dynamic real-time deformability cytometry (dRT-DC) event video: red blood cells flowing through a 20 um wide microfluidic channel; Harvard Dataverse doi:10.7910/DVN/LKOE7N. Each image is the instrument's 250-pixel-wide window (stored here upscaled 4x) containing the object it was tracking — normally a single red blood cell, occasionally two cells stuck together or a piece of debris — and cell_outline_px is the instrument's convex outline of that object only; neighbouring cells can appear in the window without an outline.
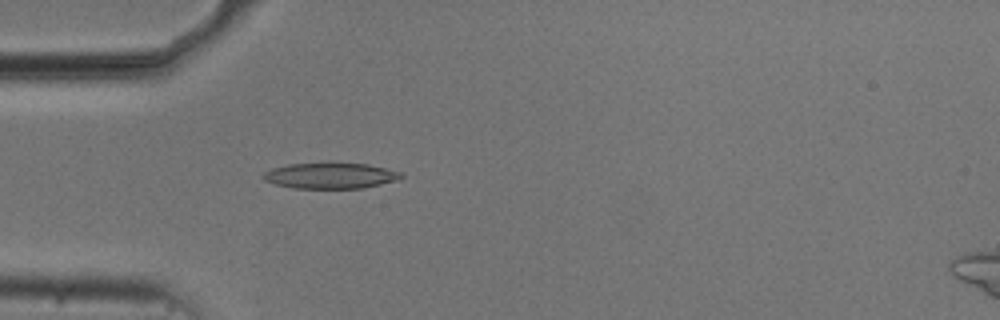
{"species": "common noctule bat (a hibernating species)", "species_latin": "Nyctalus noctula", "temperature_condition": "cold", "stored_images_in_passage": 52, "camera_frame_rate_fps": 3000, "um_per_image_px": 0.085, "animal": {"sex": "male", "body_mass_g": 20.5, "forearm_length_mm": 52.5}, "frame": {"image": 1, "passage_image": 14, "time_ms": 4.333, "image_size_px": [1000, 320], "cell_outline_px": [[404, 176], [396, 180], [364, 188], [292, 188], [276, 184], [264, 180], [260, 176], [264, 172], [272, 168], [288, 164], [368, 164], [400, 172]], "centroid_in_image_um": [28.04, 14.95], "position_along_channel_um": 57.0, "area_um2": 20.35}}
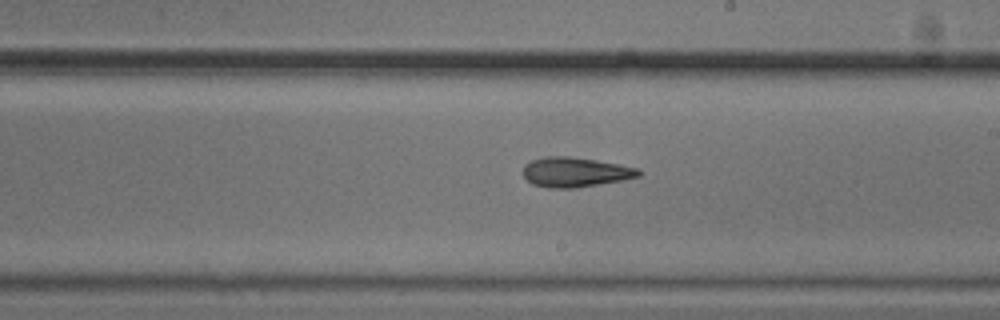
{"frame": {"image": 2, "passage_image": 29, "time_ms": 9.333, "image_size_px": [1000, 320], "cell_outline_px": [[644, 172], [640, 176], [620, 180], [576, 188], [552, 188], [532, 184], [524, 176], [524, 164], [532, 160], [544, 156], [568, 156], [596, 160], [620, 164], [640, 168]], "centroid_in_image_um": [48.92, 14.62], "position_along_channel_um": 240.1, "area_um2": 20.06}}
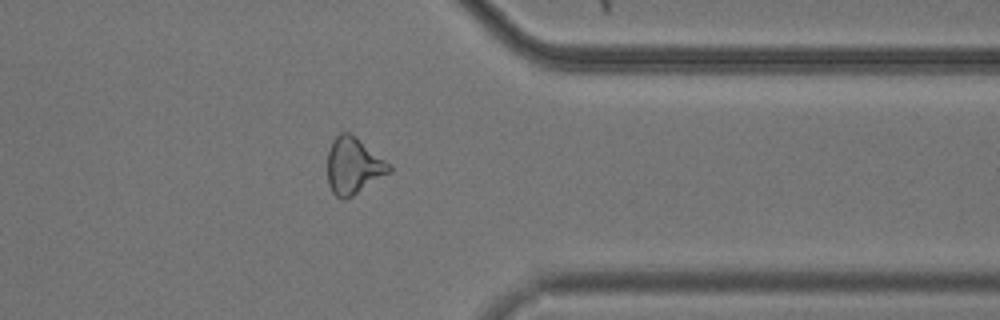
{"frame": {"image": 3, "passage_image": 41, "time_ms": 13.333, "image_size_px": [1000, 320], "cell_outline_px": [[392, 172], [352, 196], [344, 200], [340, 200], [332, 192], [328, 184], [328, 152], [332, 140], [340, 132], [348, 132], [356, 136], [392, 164]], "centroid_in_image_um": [30.07, 14.1], "position_along_channel_um": 381.3, "area_um2": 20.69}, "authors_computed_cell_mechanics": {"area_um2": 20.4034, "velocity_mm_per_s": 3.7401, "shape_relaxation_time_tau1_ms": 5.33, "shape_relaxation_time_tau2_ms": 7.0047, "deformation_change_tau1": 0.1464, "deformation_change_tau2": 0.2033}}